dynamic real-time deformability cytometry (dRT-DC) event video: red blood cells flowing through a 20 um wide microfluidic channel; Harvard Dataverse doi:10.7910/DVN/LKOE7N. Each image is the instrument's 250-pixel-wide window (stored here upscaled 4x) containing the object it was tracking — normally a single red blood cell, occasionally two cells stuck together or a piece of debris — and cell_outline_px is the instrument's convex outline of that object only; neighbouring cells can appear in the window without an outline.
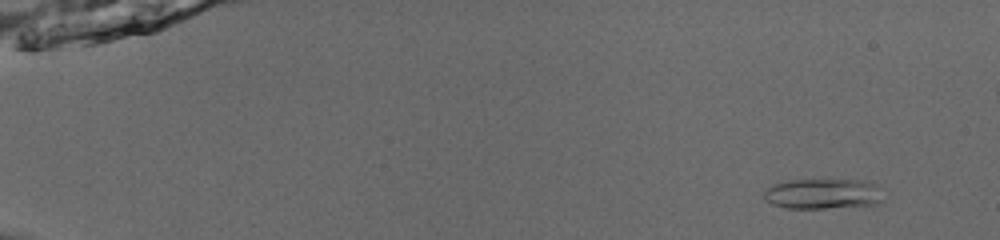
{"species": "common noctule bat (a hibernating species)", "species_latin": "Nyctalus noctula", "temperature_condition": "room temperature", "stored_images_in_passage": 55, "camera_frame_rate_fps": 3000, "um_per_image_px": 0.085, "animal": {"sex": "male", "body_mass_g": 13.0, "forearm_length_mm": 53.1}, "frame": {"image": 1, "passage_image": 5, "time_ms": 1.333, "image_size_px": [1000, 240], "cell_outline_px": [[884, 200], [880, 204], [824, 208], [788, 208], [772, 204], [764, 200], [764, 192], [772, 184], [788, 180], [856, 180], [872, 184], [884, 188]], "centroid_in_image_um": [70.0, 16.48], "position_along_channel_um": 15.0, "area_um2": 21.27}}
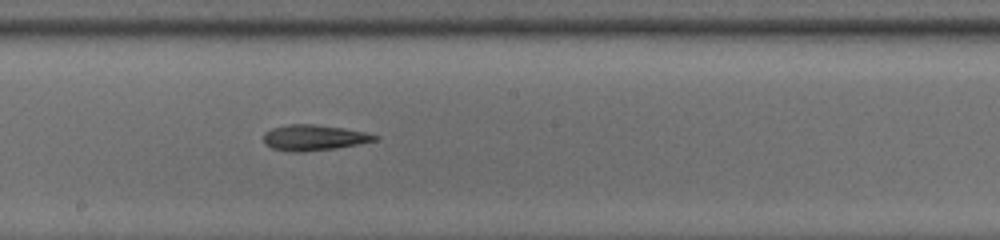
{"frame": {"image": 2, "passage_image": 32, "time_ms": 10.333, "image_size_px": [1000, 240], "cell_outline_px": [[380, 136], [376, 140], [360, 144], [336, 148], [304, 152], [288, 152], [272, 148], [264, 144], [264, 132], [272, 128], [288, 124], [312, 124], [344, 128], [364, 132]], "centroid_in_image_um": [26.66, 11.71], "position_along_channel_um": 221.5, "area_um2": 16.76}}
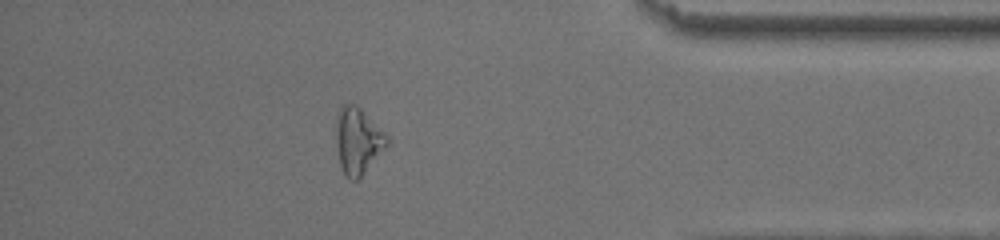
{"frame": {"image": 3, "passage_image": 48, "time_ms": 15.667, "image_size_px": [1000, 240], "cell_outline_px": [[388, 144], [360, 176], [356, 180], [352, 180], [344, 176], [340, 164], [336, 144], [336, 116], [340, 108], [344, 104], [356, 104], [388, 136]], "centroid_in_image_um": [30.38, 11.95], "position_along_channel_um": 404.8, "area_um2": 19.31}}